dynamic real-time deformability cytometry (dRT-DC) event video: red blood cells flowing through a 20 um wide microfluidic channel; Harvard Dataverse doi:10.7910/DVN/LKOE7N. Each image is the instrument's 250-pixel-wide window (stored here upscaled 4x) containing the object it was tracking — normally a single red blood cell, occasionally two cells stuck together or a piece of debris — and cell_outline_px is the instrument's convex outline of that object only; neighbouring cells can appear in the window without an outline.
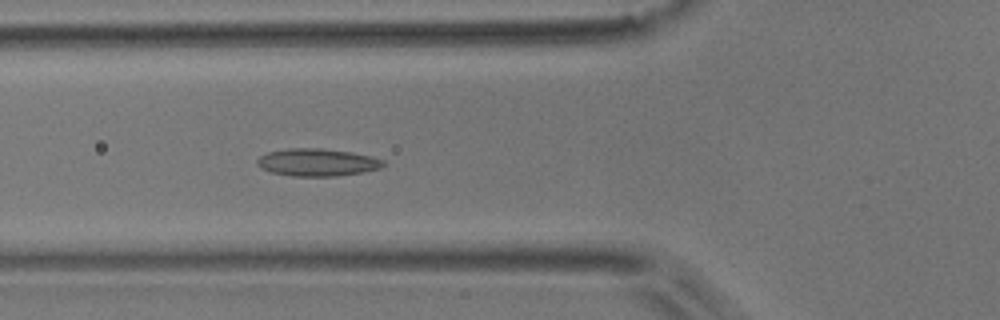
{"species": "common noctule bat (a hibernating species)", "species_latin": "Nyctalus noctula", "temperature_condition": "room temperature", "stored_images_in_passage": 2, "camera_frame_rate_fps": 3000, "um_per_image_px": 0.085, "animal": {"sex": "male", "body_mass_g": 17.9}, "frame": {"image": 1, "passage_image": 2, "time_ms": 0.333, "image_size_px": [1000, 320], "cell_outline_px": [[388, 164], [380, 168], [364, 172], [336, 176], [292, 176], [272, 172], [260, 168], [256, 164], [256, 160], [260, 156], [268, 152], [288, 148], [320, 148], [352, 152], [372, 156], [384, 160]], "centroid_in_image_um": [26.99, 13.8], "position_along_channel_um": 98.8, "area_um2": 20.4}}